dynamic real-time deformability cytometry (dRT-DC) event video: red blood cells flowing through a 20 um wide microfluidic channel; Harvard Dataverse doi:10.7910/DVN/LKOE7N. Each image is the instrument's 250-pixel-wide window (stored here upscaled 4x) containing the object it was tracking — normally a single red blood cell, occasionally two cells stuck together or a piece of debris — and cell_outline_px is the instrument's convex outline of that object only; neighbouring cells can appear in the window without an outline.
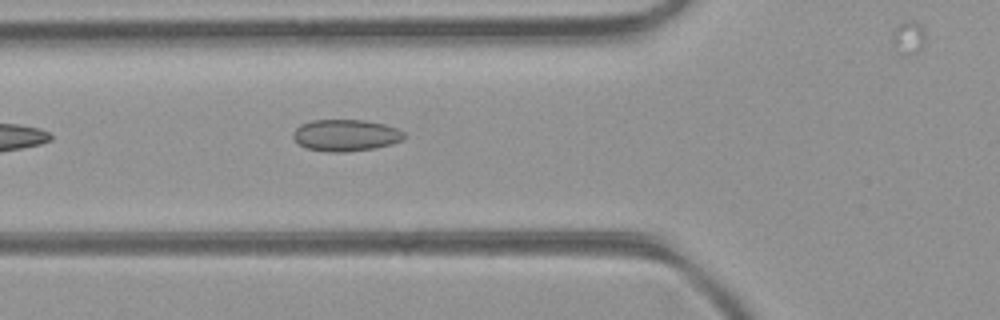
{"species": "common noctule bat (a hibernating species)", "species_latin": "Nyctalus noctula", "temperature_condition": "room temperature", "stored_images_in_passage": 5, "camera_frame_rate_fps": 3000, "um_per_image_px": 0.085, "animal": {"sex": "female", "body_mass_g": 21.9}, "frame": {"image": 1, "passage_image": 5, "time_ms": 1.333, "image_size_px": [1000, 320], "cell_outline_px": [[404, 140], [392, 144], [376, 148], [344, 152], [328, 152], [308, 148], [300, 144], [292, 136], [292, 132], [300, 124], [312, 120], [364, 120], [384, 124], [396, 128], [404, 132]], "centroid_in_image_um": [29.39, 11.5], "position_along_channel_um": 96.4, "area_um2": 20.52}}